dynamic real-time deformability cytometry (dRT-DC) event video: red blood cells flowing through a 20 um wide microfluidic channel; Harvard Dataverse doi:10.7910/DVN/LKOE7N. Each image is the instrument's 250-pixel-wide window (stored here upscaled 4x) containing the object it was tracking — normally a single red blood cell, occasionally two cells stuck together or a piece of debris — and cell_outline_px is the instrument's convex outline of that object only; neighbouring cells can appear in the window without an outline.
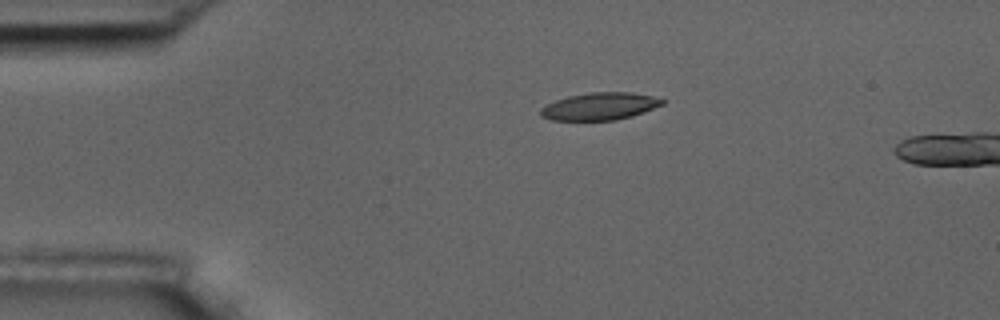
{"species": "common noctule bat (a hibernating species)", "species_latin": "Nyctalus noctula", "temperature_condition": "room temperature", "stored_images_in_passage": 3, "camera_frame_rate_fps": 3000, "um_per_image_px": 0.085, "animal": {"sex": "male", "body_mass_g": 17.5, "forearm_length_mm": 52.3}, "frame": {"image": 1, "passage_image": 1, "time_ms": 0.0, "image_size_px": [1000, 320], "cell_outline_px": [[664, 104], [632, 116], [616, 120], [552, 120], [540, 116], [540, 108], [556, 100], [568, 96], [592, 92], [632, 92], [652, 96], [664, 100]], "centroid_in_image_um": [50.97, 9.03], "position_along_channel_um": 34.0, "area_um2": 19.31}}